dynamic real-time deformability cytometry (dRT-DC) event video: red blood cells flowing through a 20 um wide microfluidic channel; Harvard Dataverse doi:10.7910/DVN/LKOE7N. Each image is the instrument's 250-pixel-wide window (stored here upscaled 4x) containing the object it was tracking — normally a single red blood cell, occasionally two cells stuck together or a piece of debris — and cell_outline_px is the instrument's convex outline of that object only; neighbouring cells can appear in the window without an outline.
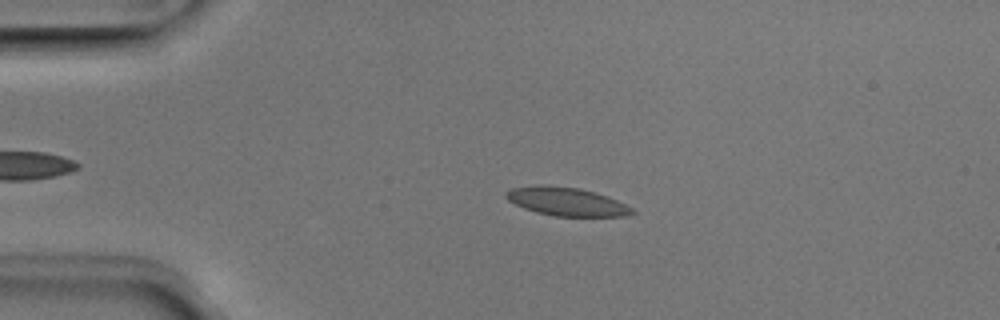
{"species": "Egyptian fruit bat (a non-hibernating species)", "species_latin": "Rousettus aegyptiacus", "temperature_condition": "room temperature", "stored_images_in_passage": 46, "camera_frame_rate_fps": 3000, "um_per_image_px": 0.085, "animal": {"sex": "male"}, "frame": {"image": 1, "passage_image": 12, "time_ms": 3.667, "image_size_px": [1000, 320], "cell_outline_px": [[636, 212], [628, 216], [552, 216], [536, 212], [524, 208], [508, 200], [504, 196], [504, 192], [512, 188], [532, 184], [548, 184], [580, 188], [608, 196], [632, 208]], "centroid_in_image_um": [48.11, 17.11], "position_along_channel_um": 36.9, "area_um2": 21.15}}
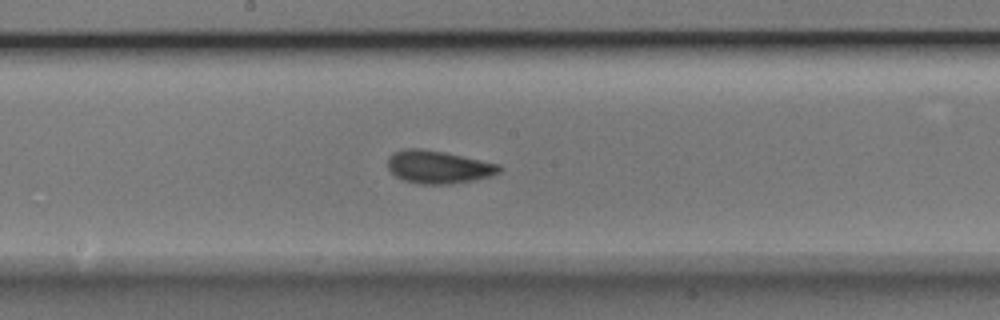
{"frame": {"image": 2, "passage_image": 28, "time_ms": 9.0, "image_size_px": [1000, 320], "cell_outline_px": [[504, 168], [500, 172], [488, 176], [472, 180], [448, 184], [420, 184], [404, 180], [396, 176], [388, 168], [388, 156], [404, 148], [420, 148], [444, 152], [500, 164]], "centroid_in_image_um": [37.26, 14.19], "position_along_channel_um": 210.9, "area_um2": 21.21}}
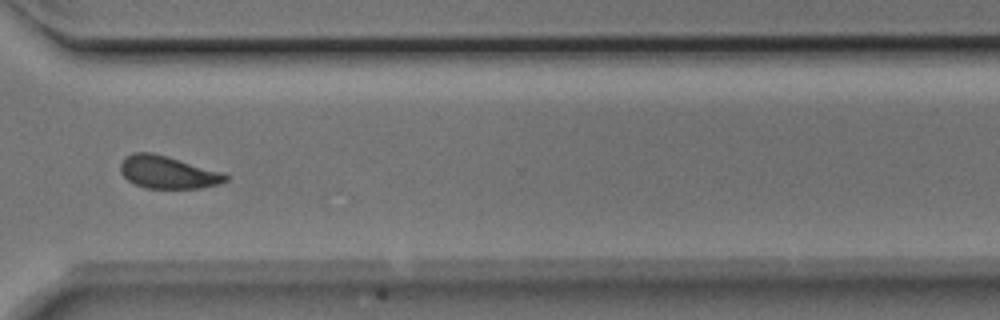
{"frame": {"image": 3, "passage_image": 39, "time_ms": 12.667, "image_size_px": [1000, 320], "cell_outline_px": [[228, 180], [220, 184], [200, 188], [144, 188], [128, 180], [120, 172], [120, 164], [124, 156], [132, 152], [152, 152], [168, 156], [224, 172], [228, 176]], "centroid_in_image_um": [14.26, 14.63], "position_along_channel_um": 356.3, "area_um2": 20.23}, "authors_computed_cell_mechanics": {"area_um2": 20.519, "velocity_mm_per_s": 3.9741, "shape_relaxation_time_tau1_ms": 3.3309, "shape_relaxation_time_tau2_ms": 1.4674, "deformation_change_tau1": 0.0983, "deformation_change_tau2": 0.0534}}